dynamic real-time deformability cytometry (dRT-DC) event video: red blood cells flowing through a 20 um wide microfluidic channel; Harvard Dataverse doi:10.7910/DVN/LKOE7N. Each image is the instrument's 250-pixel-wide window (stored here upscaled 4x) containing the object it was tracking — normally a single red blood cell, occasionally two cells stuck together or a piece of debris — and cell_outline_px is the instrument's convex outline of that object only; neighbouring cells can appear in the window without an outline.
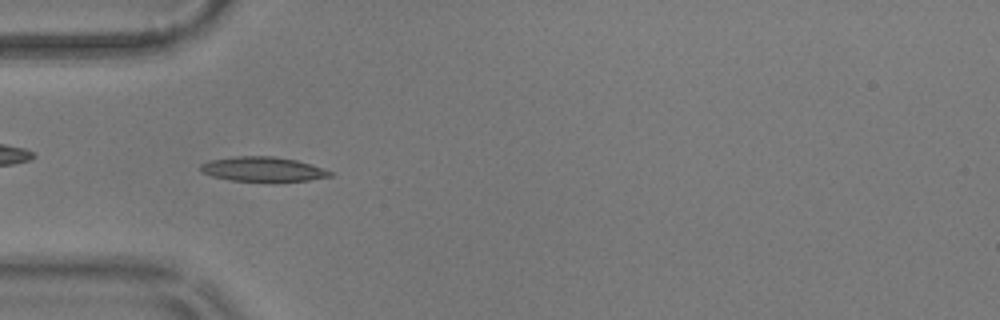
{"species": "common noctule bat (a hibernating species)", "species_latin": "Nyctalus noctula", "temperature_condition": "warm", "stored_images_in_passage": 56, "camera_frame_rate_fps": 3000, "um_per_image_px": 0.085, "animal": {"sex": "male", "body_mass_g": 17.9}, "frame": {"image": 1, "passage_image": 17, "time_ms": 5.333, "image_size_px": [1000, 320], "cell_outline_px": [[336, 176], [308, 180], [276, 184], [232, 180], [212, 176], [200, 172], [200, 164], [208, 160], [236, 156], [272, 156], [296, 160], [312, 164], [332, 172]], "centroid_in_image_um": [22.38, 14.42], "position_along_channel_um": 62.6, "area_um2": 19.42}, "authors_computed_cell_mechanics": {"area_um2": 17.1666, "velocity_mm_per_s": 3.5564, "shape_relaxation_time_tau1_ms": 10.2728, "shape_relaxation_time_tau2_ms": 4.3675, "deformation_change_tau1": 0.2637, "deformation_change_tau2": 0.1157}}